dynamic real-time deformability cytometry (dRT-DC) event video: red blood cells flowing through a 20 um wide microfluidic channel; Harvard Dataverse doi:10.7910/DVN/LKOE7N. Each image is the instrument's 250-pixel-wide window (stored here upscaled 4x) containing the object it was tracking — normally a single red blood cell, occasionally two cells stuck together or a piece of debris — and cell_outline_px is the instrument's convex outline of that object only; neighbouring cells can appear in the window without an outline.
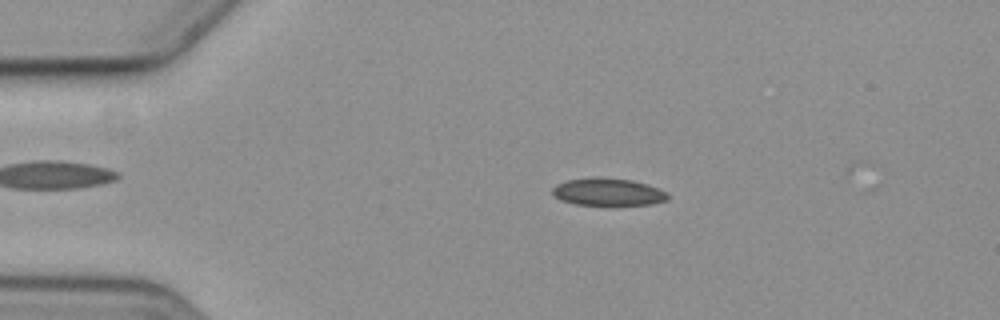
{"species": "common noctule bat (a hibernating species)", "species_latin": "Nyctalus noctula", "temperature_condition": "cold", "stored_images_in_passage": 2, "camera_frame_rate_fps": 3000, "um_per_image_px": 0.085, "animal": {"sex": "female", "body_mass_g": 19.3, "forearm_length_mm": 54.1}, "frame": {"image": 1, "passage_image": 1, "time_ms": 0.0, "image_size_px": [1000, 320], "cell_outline_px": [[668, 200], [652, 204], [612, 208], [576, 204], [560, 200], [552, 192], [552, 188], [556, 184], [568, 180], [632, 180], [668, 192]], "centroid_in_image_um": [51.73, 16.42], "position_along_channel_um": 33.3, "area_um2": 18.38}}